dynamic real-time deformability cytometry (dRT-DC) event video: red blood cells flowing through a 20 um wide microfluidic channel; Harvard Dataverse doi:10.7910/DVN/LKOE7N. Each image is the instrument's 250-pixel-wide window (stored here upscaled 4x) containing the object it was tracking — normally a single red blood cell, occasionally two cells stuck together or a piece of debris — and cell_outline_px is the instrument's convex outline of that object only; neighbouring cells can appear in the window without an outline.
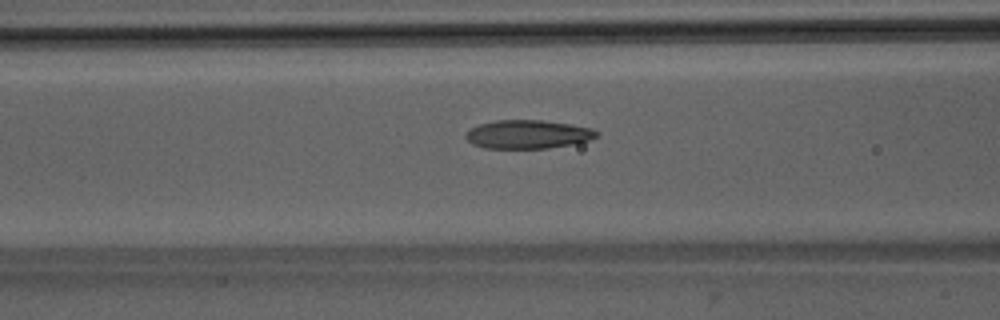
{"species": "Egyptian fruit bat (a non-hibernating species)", "species_latin": "Rousettus aegyptiacus", "temperature_condition": "room temperature", "stored_images_in_passage": 51, "camera_frame_rate_fps": 3000, "um_per_image_px": 0.085, "animal": {"sex": "male"}, "frame": {"image": 1, "passage_image": 21, "time_ms": 6.667, "image_size_px": [1000, 320], "cell_outline_px": [[600, 132], [596, 136], [588, 140], [572, 144], [548, 148], [484, 148], [472, 144], [464, 136], [472, 128], [480, 124], [496, 120], [544, 120], [572, 124], [592, 128]], "centroid_in_image_um": [44.88, 11.41], "position_along_channel_um": 121.7, "area_um2": 21.73}}
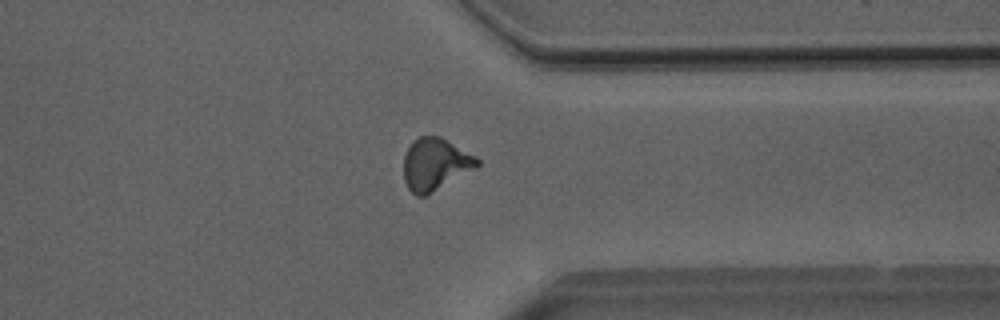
{"frame": {"image": 2, "passage_image": 40, "time_ms": 13.0, "image_size_px": [1000, 320], "cell_outline_px": [[480, 164], [476, 168], [424, 196], [416, 196], [408, 188], [404, 180], [404, 156], [408, 148], [420, 136], [440, 136], [476, 156], [480, 160]], "centroid_in_image_um": [37.0, 13.96], "position_along_channel_um": 374.4, "area_um2": 22.02}}
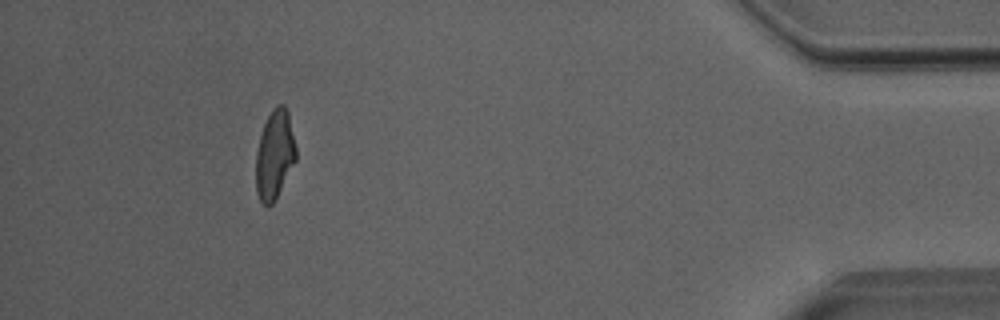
{"frame": {"image": 3, "passage_image": 47, "time_ms": 15.333, "image_size_px": [1000, 320], "cell_outline_px": [[296, 160], [272, 204], [268, 208], [260, 200], [256, 192], [256, 152], [260, 136], [264, 124], [272, 108], [276, 104], [284, 104], [288, 112], [296, 148]], "centroid_in_image_um": [23.33, 13.13], "position_along_channel_um": 411.9, "area_um2": 20.63}, "authors_computed_cell_mechanics": {"area_um2": 21.7906, "velocity_mm_per_s": 4.0358, "shape_relaxation_time_tau1_ms": 8.4713, "shape_relaxation_time_tau2_ms": 1.7104, "deformation_change_tau1": 0.2437, "deformation_change_tau2": 0.0958}}